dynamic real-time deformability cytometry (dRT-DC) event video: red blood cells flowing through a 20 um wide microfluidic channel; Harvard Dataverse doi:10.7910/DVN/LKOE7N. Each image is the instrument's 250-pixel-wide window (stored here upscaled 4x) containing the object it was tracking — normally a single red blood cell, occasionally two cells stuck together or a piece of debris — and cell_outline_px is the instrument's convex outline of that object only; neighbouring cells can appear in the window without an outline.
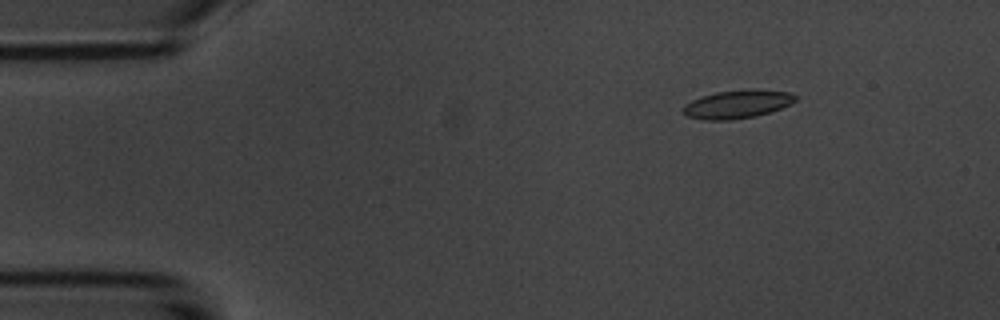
{"species": "common noctule bat (a hibernating species)", "species_latin": "Nyctalus noctula", "temperature_condition": "room temperature", "stored_images_in_passage": 3, "camera_frame_rate_fps": 3000, "um_per_image_px": 0.085, "animal": {"sex": "male", "body_mass_g": 20.1, "forearm_length_mm": 53.5}, "frame": {"image": 1, "passage_image": 1, "time_ms": 0.0, "image_size_px": [1000, 320], "cell_outline_px": [[796, 100], [780, 108], [756, 116], [728, 120], [704, 120], [688, 116], [684, 112], [684, 104], [692, 100], [716, 92], [788, 92], [796, 96]], "centroid_in_image_um": [62.59, 8.91], "position_along_channel_um": 22.4, "area_um2": 17.22}}
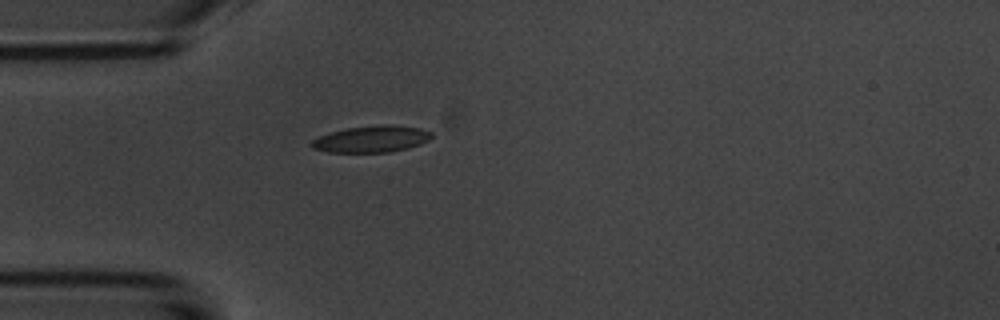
{"frame": {"image": 2, "passage_image": 3, "time_ms": 2.667, "image_size_px": [1000, 320], "cell_outline_px": [[432, 136], [428, 140], [420, 144], [408, 148], [388, 152], [328, 152], [312, 148], [308, 144], [312, 140], [320, 136], [332, 132], [348, 128], [380, 124], [388, 124], [420, 128], [432, 132]], "centroid_in_image_um": [31.57, 11.82], "position_along_channel_um": 53.4, "area_um2": 18.55}}